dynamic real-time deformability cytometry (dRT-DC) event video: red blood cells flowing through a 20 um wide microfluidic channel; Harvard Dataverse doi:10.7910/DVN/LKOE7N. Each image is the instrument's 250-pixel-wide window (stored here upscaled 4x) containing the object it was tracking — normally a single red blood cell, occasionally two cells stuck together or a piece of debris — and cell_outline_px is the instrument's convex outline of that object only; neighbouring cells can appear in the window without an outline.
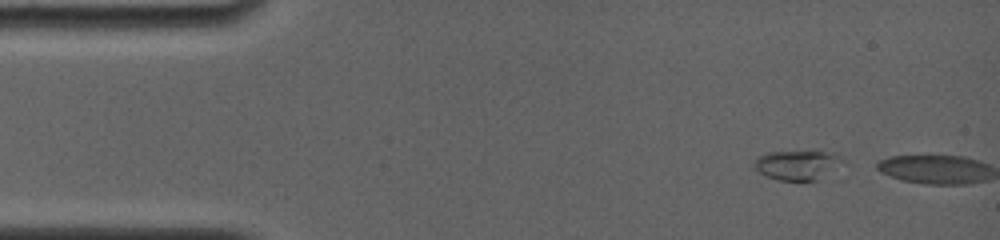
{"species": "common noctule bat (a hibernating species)", "species_latin": "Nyctalus noctula", "temperature_condition": "room temperature", "stored_images_in_passage": 2, "camera_frame_rate_fps": 4000, "um_per_image_px": 0.085, "animal": {"sex": "female", "body_mass_g": 19.0, "forearm_length_mm": 56.7}, "frame": {"image": 1, "passage_image": 1, "time_ms": 0.0, "image_size_px": [1000, 240], "cell_outline_px": [[848, 160], [820, 180], [776, 180], [760, 172], [752, 164], [756, 156], [768, 152], [832, 152]], "centroid_in_image_um": [67.82, 14.02], "position_along_channel_um": 17.2, "area_um2": 15.37}}